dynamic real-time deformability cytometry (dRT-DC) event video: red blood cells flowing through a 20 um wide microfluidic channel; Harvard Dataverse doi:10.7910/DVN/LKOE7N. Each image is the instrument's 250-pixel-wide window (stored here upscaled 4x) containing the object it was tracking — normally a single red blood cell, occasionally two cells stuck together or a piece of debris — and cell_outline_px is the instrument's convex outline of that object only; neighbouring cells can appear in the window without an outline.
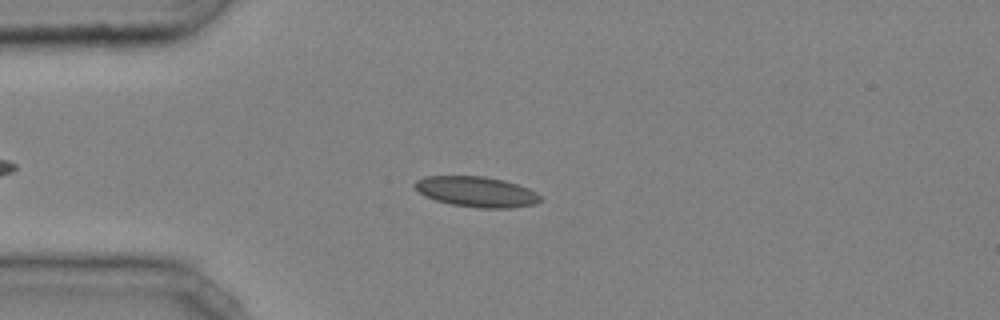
{"species": "common noctule bat (a hibernating species)", "species_latin": "Nyctalus noctula", "temperature_condition": "cold", "stored_images_in_passage": 36, "camera_frame_rate_fps": 3000, "um_per_image_px": 0.085, "animal": {"sex": "male", "body_mass_g": 20.4}, "frame": {"image": 1, "passage_image": 1, "time_ms": 0.0, "image_size_px": [1000, 320], "cell_outline_px": [[544, 200], [536, 204], [512, 208], [480, 208], [452, 204], [436, 200], [424, 196], [412, 184], [416, 180], [424, 176], [484, 176], [504, 180], [528, 188], [536, 192]], "centroid_in_image_um": [40.51, 16.3], "position_along_channel_um": 44.5, "area_um2": 22.37}}
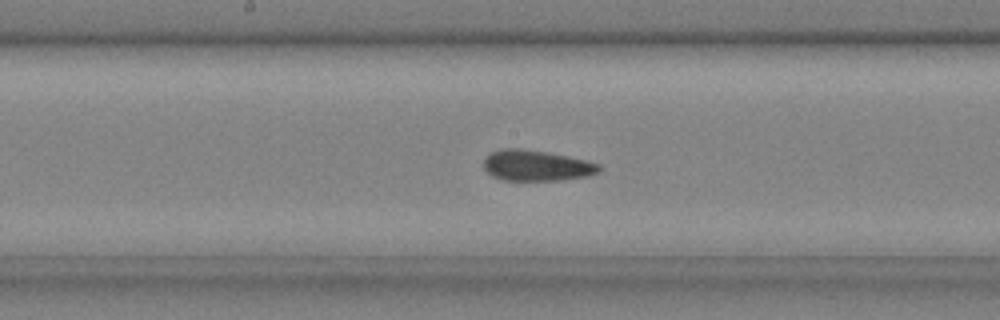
{"frame": {"image": 2, "passage_image": 14, "time_ms": 4.333, "image_size_px": [1000, 320], "cell_outline_px": [[600, 172], [588, 176], [560, 180], [504, 180], [492, 176], [484, 168], [484, 156], [492, 152], [504, 148], [520, 148], [548, 152], [584, 160], [600, 164]], "centroid_in_image_um": [45.58, 14.07], "position_along_channel_um": 202.6, "area_um2": 20.63}}
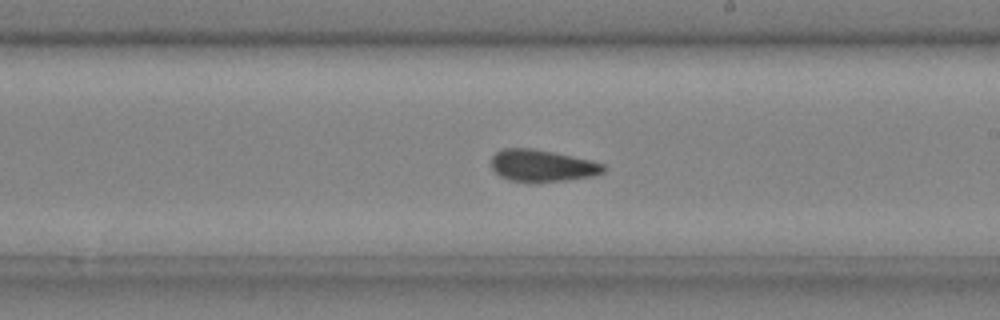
{"frame": {"image": 3, "passage_image": 17, "time_ms": 5.333, "image_size_px": [1000, 320], "cell_outline_px": [[608, 168], [604, 172], [592, 176], [564, 180], [532, 184], [508, 180], [500, 176], [492, 168], [492, 156], [496, 152], [504, 148], [532, 148], [592, 160], [604, 164]], "centroid_in_image_um": [46.09, 14.1], "position_along_channel_um": 242.9, "area_um2": 21.21}, "authors_computed_cell_mechanics": {"area_um2": 20.6346, "velocity_mm_per_s": 4.0394, "shape_relaxation_time_tau1_ms": null, "shape_relaxation_time_tau2_ms": 2.3782, "deformation_change_tau1": null, "deformation_change_tau2": 0.0678}}